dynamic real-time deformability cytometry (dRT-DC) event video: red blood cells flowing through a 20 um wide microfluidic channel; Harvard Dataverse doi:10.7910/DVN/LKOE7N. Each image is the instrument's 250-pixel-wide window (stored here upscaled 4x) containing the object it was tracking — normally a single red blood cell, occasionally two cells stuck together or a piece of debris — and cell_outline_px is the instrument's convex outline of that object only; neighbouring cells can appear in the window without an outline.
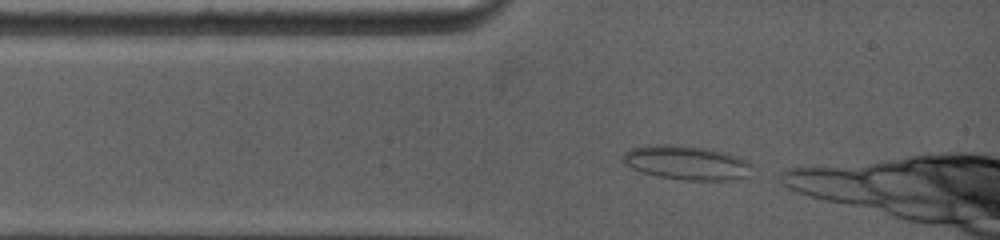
{"species": "common noctule bat (a hibernating species)", "species_latin": "Nyctalus noctula", "temperature_condition": "warm", "stored_images_in_passage": 9, "camera_frame_rate_fps": 5000, "um_per_image_px": 0.085, "animal": {"sex": "female", "body_mass_g": 19.0, "forearm_length_mm": 53.3}, "frame": {"image": 1, "passage_image": 1, "time_ms": 0.0, "image_size_px": [1000, 240], "cell_outline_px": [[752, 164], [748, 176], [732, 180], [684, 180], [660, 176], [644, 172], [632, 168], [624, 164], [620, 160], [624, 152], [632, 148], [656, 144], [668, 144], [704, 148], [724, 152], [736, 156]], "centroid_in_image_um": [58.32, 13.83], "position_along_channel_um": 26.7, "area_um2": 25.43}}
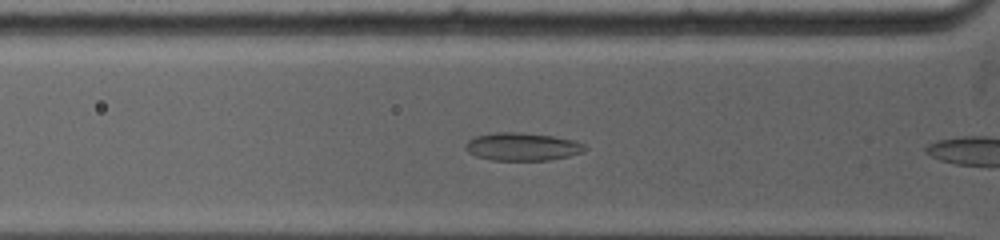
{"frame": {"image": 2, "passage_image": 8, "time_ms": 1.6, "image_size_px": [1000, 240], "cell_outline_px": [[588, 148], [580, 152], [568, 156], [548, 160], [492, 160], [476, 156], [468, 152], [464, 148], [464, 144], [468, 140], [476, 136], [496, 132], [512, 132], [552, 136], [576, 140], [584, 144]], "centroid_in_image_um": [44.37, 12.47], "position_along_channel_um": 81.4, "area_um2": 19.31}}